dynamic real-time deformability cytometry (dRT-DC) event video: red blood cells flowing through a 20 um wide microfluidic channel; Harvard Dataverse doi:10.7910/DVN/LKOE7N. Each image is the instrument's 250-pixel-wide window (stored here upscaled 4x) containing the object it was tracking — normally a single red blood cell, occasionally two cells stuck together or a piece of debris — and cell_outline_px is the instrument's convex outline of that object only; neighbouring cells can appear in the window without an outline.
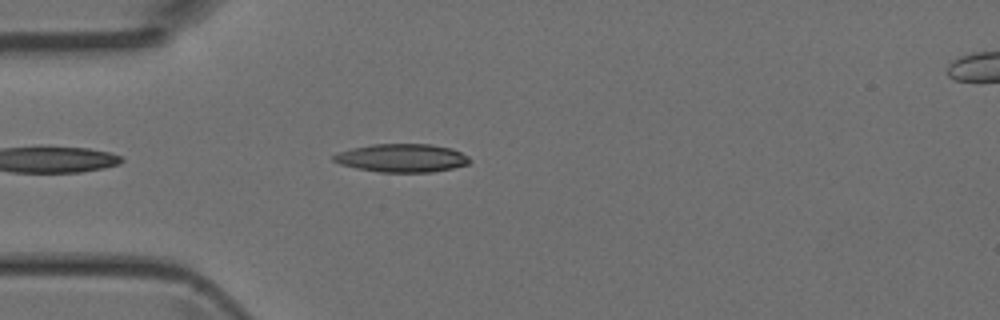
{"species": "Egyptian fruit bat (a non-hibernating species)", "species_latin": "Rousettus aegyptiacus", "temperature_condition": "room temperature", "stored_images_in_passage": 22, "camera_frame_rate_fps": 3000, "um_per_image_px": 0.085, "animal": {"sex": "female"}, "frame": {"image": 1, "passage_image": 3, "time_ms": 0.667, "image_size_px": [1000, 320], "cell_outline_px": [[472, 160], [468, 164], [452, 168], [432, 172], [380, 172], [356, 168], [340, 164], [332, 160], [332, 156], [340, 152], [352, 148], [372, 144], [432, 144], [452, 148], [468, 156]], "centroid_in_image_um": [34.18, 13.43], "position_along_channel_um": 50.8, "area_um2": 22.43}}
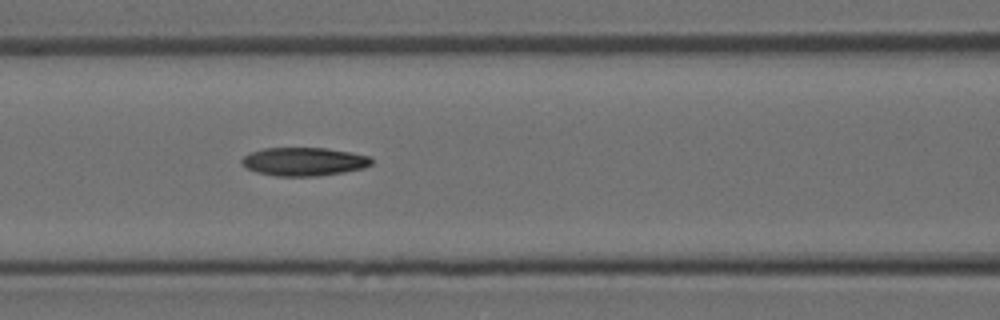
{"frame": {"image": 2, "passage_image": 10, "time_ms": 3.0, "image_size_px": [1000, 320], "cell_outline_px": [[372, 164], [364, 168], [344, 172], [316, 176], [276, 176], [256, 172], [240, 164], [240, 160], [248, 152], [264, 148], [324, 148], [372, 156]], "centroid_in_image_um": [25.81, 13.73], "position_along_channel_um": 140.8, "area_um2": 21.56}}
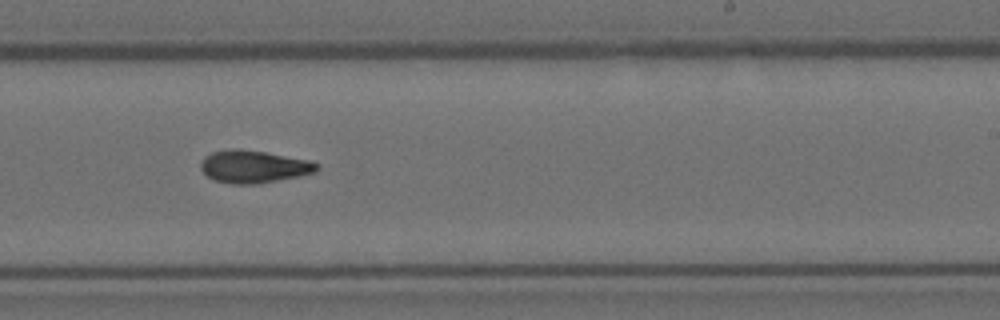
{"frame": {"image": 3, "passage_image": 19, "time_ms": 6.0, "image_size_px": [1000, 320], "cell_outline_px": [[320, 168], [316, 172], [256, 184], [232, 184], [216, 180], [208, 176], [200, 168], [200, 164], [204, 156], [212, 152], [232, 148], [236, 148], [264, 152], [312, 160], [320, 164]], "centroid_in_image_um": [21.58, 14.15], "position_along_channel_um": 267.4, "area_um2": 21.96}}